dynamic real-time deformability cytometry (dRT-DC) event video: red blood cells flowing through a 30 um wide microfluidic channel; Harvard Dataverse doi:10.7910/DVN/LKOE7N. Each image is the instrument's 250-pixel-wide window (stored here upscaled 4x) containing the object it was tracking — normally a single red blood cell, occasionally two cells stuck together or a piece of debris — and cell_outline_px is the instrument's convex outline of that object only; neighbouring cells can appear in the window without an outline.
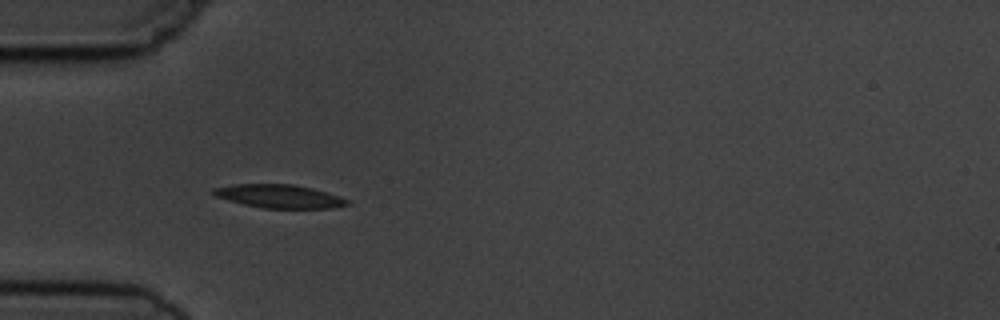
{"species": "common noctule bat (a hibernating species)", "species_latin": "Nyctalus noctula", "temperature_condition": "cold", "stored_images_in_passage": 5, "camera_frame_rate_fps": 3000, "um_per_image_px": 0.085, "animal": {"sex": "male", "body_mass_g": 19.5, "forearm_length_mm": 54.6}, "frame": {"image": 1, "passage_image": 5, "time_ms": 4.667, "image_size_px": [1000, 320], "cell_outline_px": [[352, 204], [332, 208], [264, 208], [244, 204], [228, 200], [216, 196], [212, 192], [212, 188], [232, 184], [292, 184], [312, 188], [340, 196], [352, 200]], "centroid_in_image_um": [23.79, 16.68], "position_along_channel_um": 61.2, "area_um2": 18.32}}